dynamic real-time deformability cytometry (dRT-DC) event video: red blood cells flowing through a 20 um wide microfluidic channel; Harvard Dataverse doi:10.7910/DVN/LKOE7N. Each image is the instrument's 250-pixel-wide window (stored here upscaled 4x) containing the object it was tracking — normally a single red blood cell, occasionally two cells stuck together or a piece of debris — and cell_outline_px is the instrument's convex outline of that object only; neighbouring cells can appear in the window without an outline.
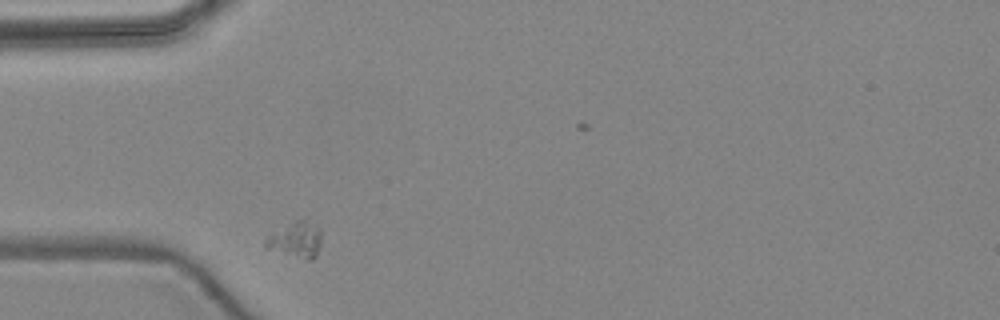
{"species": "common noctule bat (a hibernating species)", "species_latin": "Nyctalus noctula", "temperature_condition": "warm", "stored_images_in_passage": 2, "camera_frame_rate_fps": 3000, "um_per_image_px": 0.085, "animal": {"sex": "female", "body_mass_g": 24.6, "forearm_length_mm": 56.2}, "frame": {"image": 1, "passage_image": 1, "time_ms": 0.0, "image_size_px": [1000, 320], "cell_outline_px": [[320, 244], [316, 256], [312, 260], [308, 260], [264, 248], [264, 240], [268, 232], [296, 220], [304, 220], [320, 232]], "centroid_in_image_um": [25.05, 20.4], "position_along_channel_um": 60.0, "area_um2": 11.56}}